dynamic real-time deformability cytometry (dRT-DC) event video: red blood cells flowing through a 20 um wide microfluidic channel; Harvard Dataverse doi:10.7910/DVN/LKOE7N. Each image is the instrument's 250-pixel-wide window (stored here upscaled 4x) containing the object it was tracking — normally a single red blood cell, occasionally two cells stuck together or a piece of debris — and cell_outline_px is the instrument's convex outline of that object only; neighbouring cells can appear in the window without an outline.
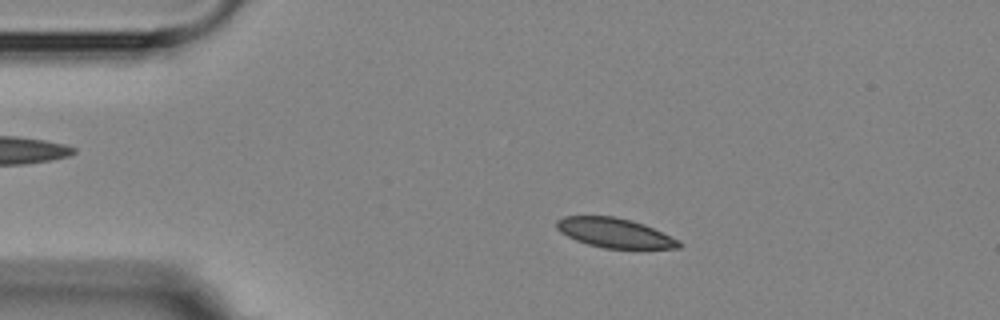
{"species": "Egyptian fruit bat (a non-hibernating species)", "species_latin": "Rousettus aegyptiacus", "temperature_condition": "room temperature", "stored_images_in_passage": 11, "camera_frame_rate_fps": 3000, "um_per_image_px": 0.085, "animal": {"sex": "female"}, "frame": {"image": 1, "passage_image": 2, "time_ms": 1.667, "image_size_px": [1000, 320], "cell_outline_px": [[680, 248], [604, 248], [588, 244], [576, 240], [560, 232], [556, 228], [556, 220], [564, 216], [616, 216], [632, 220], [644, 224], [680, 240]], "centroid_in_image_um": [52.23, 19.78], "position_along_channel_um": 32.8, "area_um2": 20.98}}
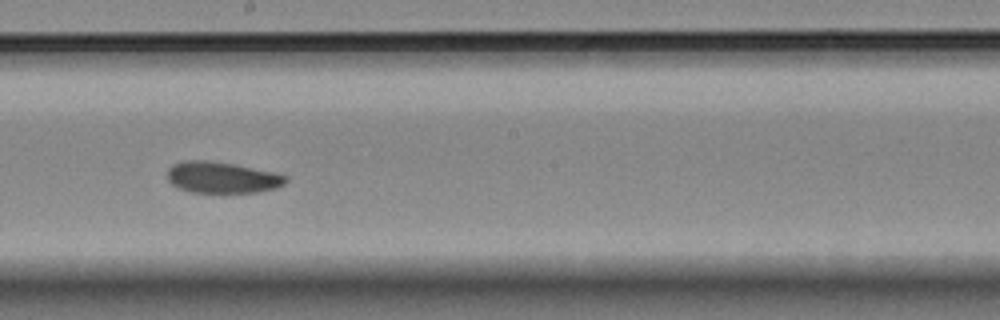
{"frame": {"image": 2, "passage_image": 7, "time_ms": 8.333, "image_size_px": [1000, 320], "cell_outline_px": [[288, 180], [284, 184], [276, 188], [256, 192], [188, 192], [172, 184], [168, 180], [168, 168], [172, 164], [184, 160], [208, 160], [232, 164], [276, 172], [288, 176]], "centroid_in_image_um": [18.88, 15.07], "position_along_channel_um": 229.3, "area_um2": 21.62}}
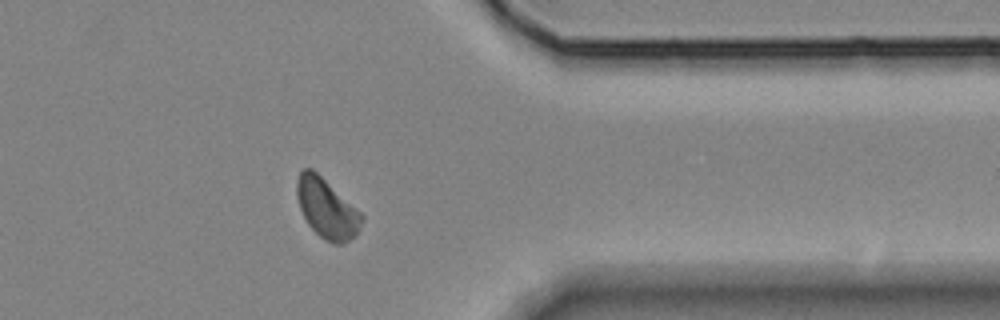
{"frame": {"image": 3, "passage_image": 11, "time_ms": 13.0, "image_size_px": [1000, 320], "cell_outline_px": [[364, 220], [360, 228], [344, 244], [332, 244], [324, 240], [308, 224], [300, 208], [296, 196], [296, 180], [300, 172], [304, 168], [312, 168], [360, 212], [364, 216]], "centroid_in_image_um": [27.75, 17.72], "position_along_channel_um": 383.6, "area_um2": 22.25}, "authors_computed_cell_mechanics": {"area_um2": 22.1374, "velocity_mm_per_s": 3.5708, "shape_relaxation_time_tau1_ms": 3.7353, "shape_relaxation_time_tau2_ms": 0.9647, "deformation_change_tau1": 0.0476, "deformation_change_tau2": 0.0308}}